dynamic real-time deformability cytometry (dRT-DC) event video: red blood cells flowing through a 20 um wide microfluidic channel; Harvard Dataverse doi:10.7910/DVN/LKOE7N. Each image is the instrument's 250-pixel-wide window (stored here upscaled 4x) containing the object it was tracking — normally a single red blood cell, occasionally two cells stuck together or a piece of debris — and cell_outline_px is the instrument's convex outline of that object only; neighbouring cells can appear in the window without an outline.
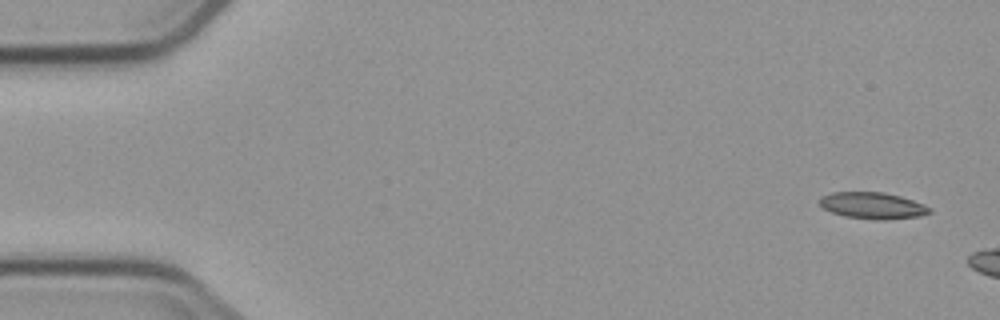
{"species": "common noctule bat (a hibernating species)", "species_latin": "Nyctalus noctula", "temperature_condition": "cold", "stored_images_in_passage": 2, "camera_frame_rate_fps": 3000, "um_per_image_px": 0.085, "animal": {"sex": "male", "body_mass_g": 23.1, "forearm_length_mm": 52.7}, "frame": {"image": 1, "passage_image": 1, "time_ms": 0.0, "image_size_px": [1000, 320], "cell_outline_px": [[932, 212], [920, 216], [844, 216], [832, 212], [824, 208], [820, 204], [820, 196], [832, 192], [884, 192], [900, 196], [924, 204], [932, 208]], "centroid_in_image_um": [74.14, 17.39], "position_along_channel_um": 10.9, "area_um2": 15.84}}